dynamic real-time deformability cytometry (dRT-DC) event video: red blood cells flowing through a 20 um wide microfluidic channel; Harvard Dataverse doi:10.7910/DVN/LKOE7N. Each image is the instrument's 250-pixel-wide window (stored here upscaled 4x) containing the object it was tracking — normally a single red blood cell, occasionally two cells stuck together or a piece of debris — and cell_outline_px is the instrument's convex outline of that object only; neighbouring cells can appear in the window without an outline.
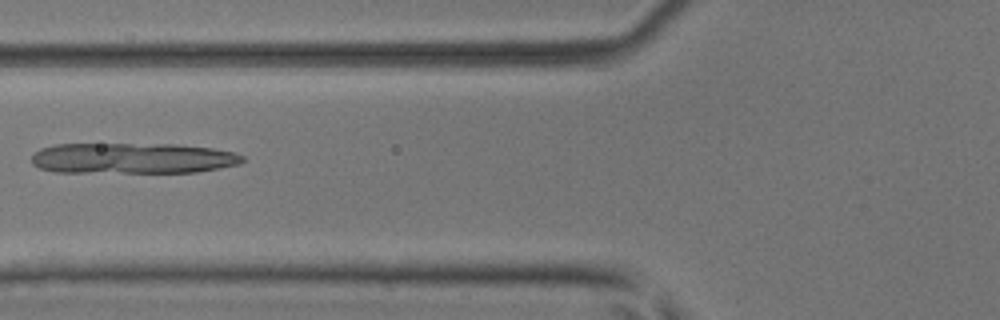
{"species": "common noctule bat (a hibernating species)", "species_latin": "Nyctalus noctula", "temperature_condition": "room temperature", "stored_images_in_passage": 6, "camera_frame_rate_fps": 3000, "um_per_image_px": 0.085, "animal": {"sex": "male", "body_mass_g": 17.9, "forearm_length_mm": 54.2}, "frame": {"image": 1, "passage_image": 6, "time_ms": 1.667, "image_size_px": [1000, 320], "cell_outline_px": [[244, 160], [240, 164], [220, 168], [196, 172], [56, 172], [40, 168], [32, 164], [32, 156], [40, 148], [56, 144], [176, 144], [212, 148], [236, 152], [244, 156]], "centroid_in_image_um": [11.3, 13.45], "position_along_channel_um": 114.5, "area_um2": 37.97}}